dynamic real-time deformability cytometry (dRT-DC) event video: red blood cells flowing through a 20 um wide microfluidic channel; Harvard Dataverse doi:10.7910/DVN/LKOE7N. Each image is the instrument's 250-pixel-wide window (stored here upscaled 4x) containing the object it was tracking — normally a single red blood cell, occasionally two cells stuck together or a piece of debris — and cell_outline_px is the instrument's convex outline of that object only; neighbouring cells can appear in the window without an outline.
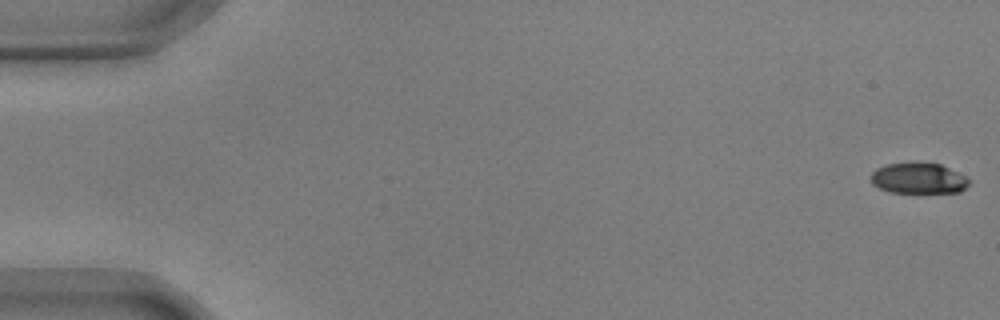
{"species": "common noctule bat (a hibernating species)", "species_latin": "Nyctalus noctula", "temperature_condition": "warm", "stored_images_in_passage": 10, "camera_frame_rate_fps": 3000, "um_per_image_px": 0.085, "animal": {"sex": "male", "body_mass_g": 17.9, "forearm_length_mm": 54.2}, "frame": {"image": 1, "passage_image": 1, "time_ms": 0.0, "image_size_px": [1000, 320], "cell_outline_px": [[968, 184], [960, 192], [892, 192], [880, 188], [872, 184], [872, 172], [876, 168], [884, 164], [940, 164], [964, 176], [968, 180]], "centroid_in_image_um": [78.04, 15.17], "position_along_channel_um": 7.0, "area_um2": 16.94}}